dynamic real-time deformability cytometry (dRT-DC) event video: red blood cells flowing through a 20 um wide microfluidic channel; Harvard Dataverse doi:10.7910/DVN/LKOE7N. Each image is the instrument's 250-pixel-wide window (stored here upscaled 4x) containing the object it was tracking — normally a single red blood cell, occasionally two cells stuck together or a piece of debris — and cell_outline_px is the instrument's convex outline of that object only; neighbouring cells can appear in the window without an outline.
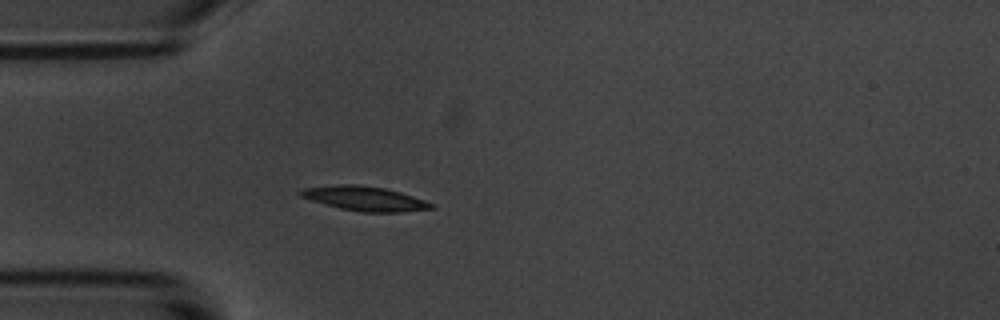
{"species": "common noctule bat (a hibernating species)", "species_latin": "Nyctalus noctula", "temperature_condition": "room temperature", "stored_images_in_passage": 2, "camera_frame_rate_fps": 3000, "um_per_image_px": 0.085, "animal": {"sex": "male", "body_mass_g": 20.1, "forearm_length_mm": 53.5}, "frame": {"image": 1, "passage_image": 2, "time_ms": 1.333, "image_size_px": [1000, 320], "cell_outline_px": [[436, 208], [400, 212], [364, 212], [340, 208], [324, 204], [300, 196], [296, 192], [300, 188], [336, 184], [356, 184], [384, 188], [400, 192], [436, 204]], "centroid_in_image_um": [30.97, 16.87], "position_along_channel_um": 54.0, "area_um2": 18.73}}